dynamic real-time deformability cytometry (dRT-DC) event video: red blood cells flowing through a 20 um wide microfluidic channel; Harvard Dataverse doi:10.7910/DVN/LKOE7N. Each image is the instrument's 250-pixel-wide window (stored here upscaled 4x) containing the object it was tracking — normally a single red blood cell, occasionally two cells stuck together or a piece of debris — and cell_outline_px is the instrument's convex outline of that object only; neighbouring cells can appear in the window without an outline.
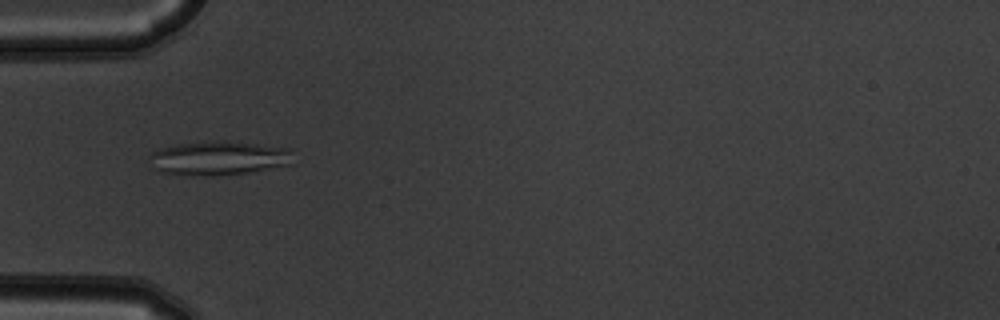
{"species": "common noctule bat (a hibernating species)", "species_latin": "Nyctalus noctula", "temperature_condition": "warm", "stored_images_in_passage": 6, "camera_frame_rate_fps": 3000, "um_per_image_px": 0.085, "animal": {"sex": "male", "body_mass_g": 19.5, "forearm_length_mm": 54.6}, "frame": {"image": 1, "passage_image": 1, "time_ms": 0.0, "image_size_px": [1000, 320], "cell_outline_px": [[296, 164], [248, 172], [212, 176], [160, 172], [156, 168], [148, 156], [152, 152], [160, 148], [176, 144], [212, 140], [224, 140], [292, 148]], "centroid_in_image_um": [18.7, 13.42], "position_along_channel_um": 66.3, "area_um2": 28.84}}
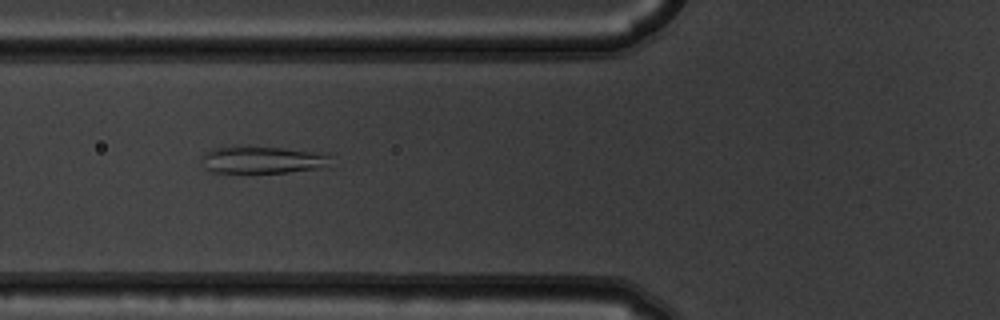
{"frame": {"image": 2, "passage_image": 2, "time_ms": 0.333, "image_size_px": [1000, 320], "cell_outline_px": [[328, 156], [320, 168], [288, 172], [212, 172], [204, 168], [204, 152], [212, 148], [284, 148], [328, 152]], "centroid_in_image_um": [22.3, 13.59], "position_along_channel_um": 103.5, "area_um2": 19.59}}
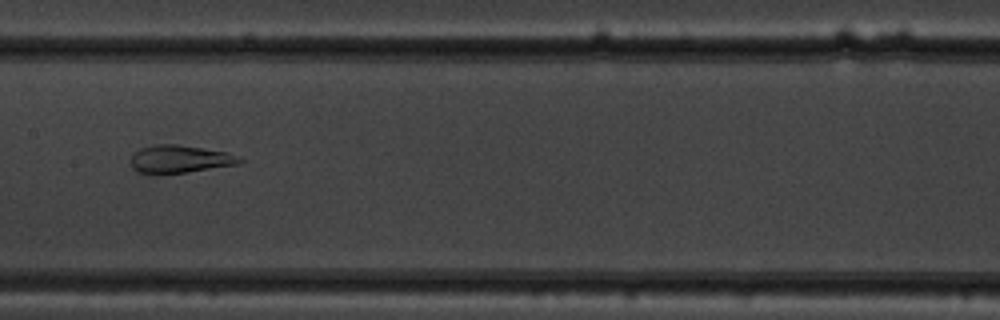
{"frame": {"image": 3, "passage_image": 4, "time_ms": 1.0, "image_size_px": [1000, 320], "cell_outline_px": [[244, 160], [240, 164], [188, 172], [156, 176], [136, 172], [132, 168], [132, 156], [140, 148], [156, 144], [176, 144], [224, 152], [236, 156]], "centroid_in_image_um": [15.22, 13.56], "position_along_channel_um": 192.2, "area_um2": 17.8}}